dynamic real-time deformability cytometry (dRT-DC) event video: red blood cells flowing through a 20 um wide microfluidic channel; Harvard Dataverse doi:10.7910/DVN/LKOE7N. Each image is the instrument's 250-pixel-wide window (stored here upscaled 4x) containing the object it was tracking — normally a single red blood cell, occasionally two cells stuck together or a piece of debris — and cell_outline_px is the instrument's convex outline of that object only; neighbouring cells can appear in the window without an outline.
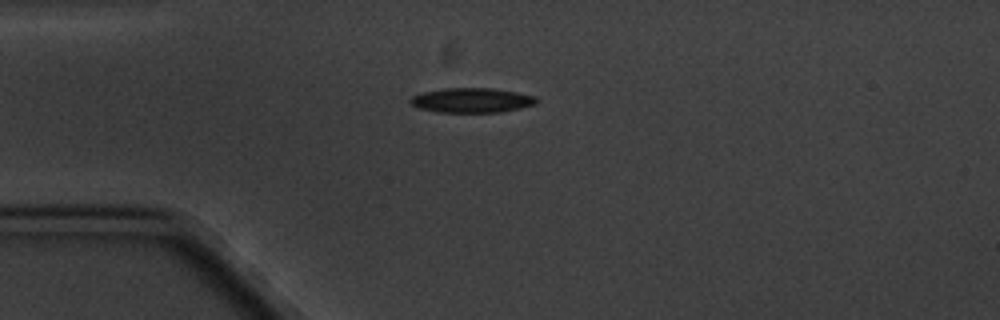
{"species": "common noctule bat (a hibernating species)", "species_latin": "Nyctalus noctula", "temperature_condition": "cold", "stored_images_in_passage": 8, "camera_frame_rate_fps": 3000, "um_per_image_px": 0.085, "animal": {"sex": "male", "body_mass_g": 20.1, "forearm_length_mm": 53.5}, "frame": {"image": 1, "passage_image": 3, "time_ms": 2.333, "image_size_px": [1000, 320], "cell_outline_px": [[540, 100], [536, 104], [520, 108], [500, 112], [436, 112], [420, 108], [412, 104], [408, 100], [412, 96], [424, 92], [444, 88], [492, 88], [516, 92], [536, 96]], "centroid_in_image_um": [40.13, 8.52], "position_along_channel_um": 44.9, "area_um2": 18.15}}